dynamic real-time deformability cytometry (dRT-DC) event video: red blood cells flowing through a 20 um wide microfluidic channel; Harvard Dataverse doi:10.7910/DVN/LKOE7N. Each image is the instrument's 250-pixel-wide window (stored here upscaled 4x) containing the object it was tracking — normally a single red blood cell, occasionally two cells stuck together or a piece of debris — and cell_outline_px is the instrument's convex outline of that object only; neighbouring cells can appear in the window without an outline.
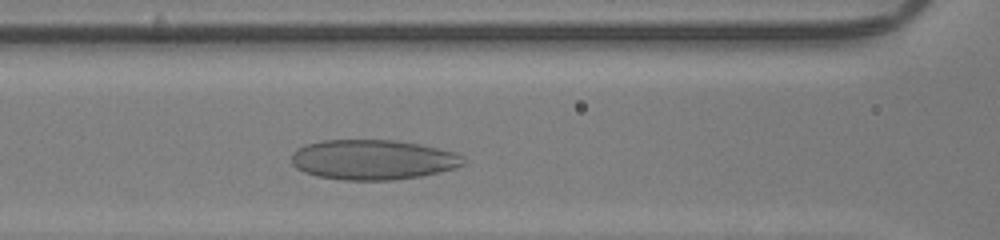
{"species": "human", "species_latin": "Homo sapiens", "temperature_condition": "room temperature", "stored_images_in_passage": 27, "camera_frame_rate_fps": 3000, "um_per_image_px": 0.085, "donor": {"sex": "male"}, "frame": {"image": 1, "passage_image": 8, "time_ms": 2.333, "image_size_px": [1000, 240], "cell_outline_px": [[464, 164], [452, 168], [420, 176], [392, 180], [344, 180], [320, 176], [304, 172], [296, 168], [292, 164], [292, 156], [304, 144], [320, 140], [396, 140], [436, 148], [452, 152], [464, 156]], "centroid_in_image_um": [31.66, 13.57], "position_along_channel_um": 134.9, "area_um2": 39.59}}
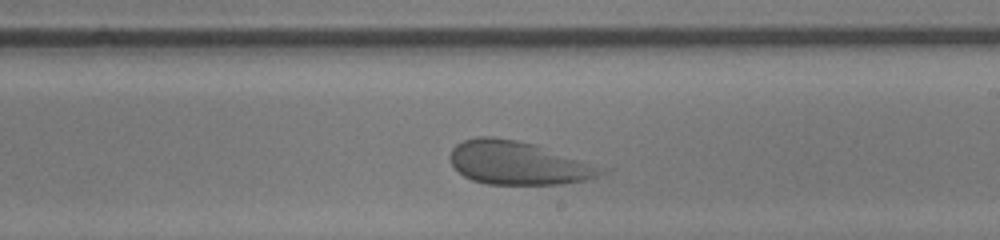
{"frame": {"image": 2, "passage_image": 16, "time_ms": 5.0, "image_size_px": [1000, 240], "cell_outline_px": [[612, 168], [608, 172], [584, 180], [560, 184], [488, 184], [472, 180], [464, 176], [452, 164], [452, 148], [456, 144], [464, 140], [476, 136], [492, 136], [516, 140], [536, 144]], "centroid_in_image_um": [44.15, 13.84], "position_along_channel_um": 244.9, "area_um2": 38.55}}
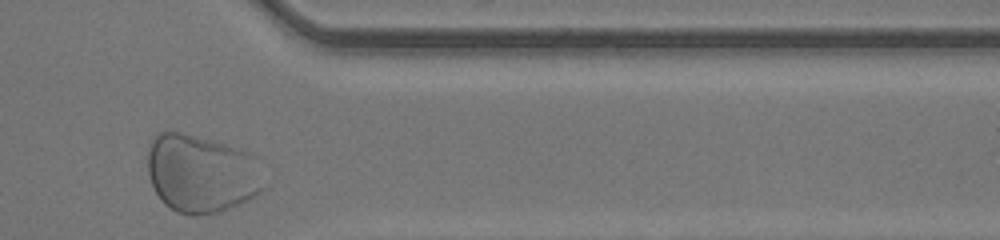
{"frame": {"image": 3, "passage_image": 27, "time_ms": 8.667, "image_size_px": [1000, 240], "cell_outline_px": [[260, 192], [248, 200], [240, 204], [216, 212], [196, 216], [188, 216], [176, 212], [168, 208], [160, 200], [148, 176], [148, 144], [152, 136], [160, 132], [180, 132], [224, 144], [248, 152], [260, 188]], "centroid_in_image_um": [16.94, 14.78], "position_along_channel_um": 394.5, "area_um2": 51.79}}